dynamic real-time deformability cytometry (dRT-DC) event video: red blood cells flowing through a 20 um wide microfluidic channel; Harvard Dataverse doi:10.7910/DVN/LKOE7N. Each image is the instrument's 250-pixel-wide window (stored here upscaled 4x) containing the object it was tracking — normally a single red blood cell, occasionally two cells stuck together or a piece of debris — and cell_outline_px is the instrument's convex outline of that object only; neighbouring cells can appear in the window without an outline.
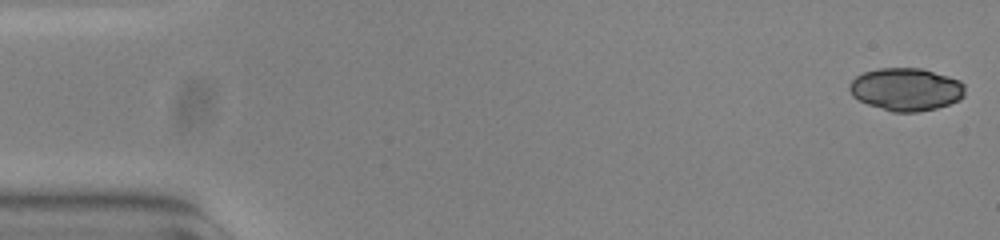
{"species": "common noctule bat (a hibernating species)", "species_latin": "Nyctalus noctula", "temperature_condition": "warm", "stored_images_in_passage": 54, "camera_frame_rate_fps": 3000, "um_per_image_px": 0.085, "animal": {"sex": "female", "body_mass_g": 23.0, "forearm_length_mm": 53.4}, "frame": {"image": 1, "passage_image": 1, "time_ms": 0.0, "image_size_px": [1000, 240], "cell_outline_px": [[964, 96], [960, 100], [936, 108], [916, 112], [892, 112], [868, 104], [852, 96], [848, 88], [852, 80], [856, 76], [864, 72], [880, 68], [920, 68], [948, 76], [960, 80], [964, 84]], "centroid_in_image_um": [77.02, 7.59], "position_along_channel_um": 8.0, "area_um2": 28.73}}